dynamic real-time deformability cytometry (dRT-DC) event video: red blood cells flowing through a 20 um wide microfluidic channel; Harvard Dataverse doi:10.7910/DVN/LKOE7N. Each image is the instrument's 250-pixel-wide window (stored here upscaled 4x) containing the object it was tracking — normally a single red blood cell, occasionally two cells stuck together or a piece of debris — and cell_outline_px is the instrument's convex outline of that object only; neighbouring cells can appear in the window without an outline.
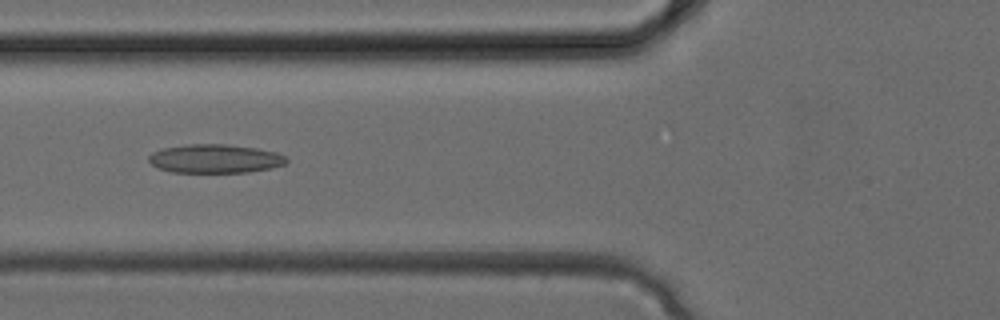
{"species": "common noctule bat (a hibernating species)", "species_latin": "Nyctalus noctula", "temperature_condition": "cold", "stored_images_in_passage": 34, "camera_frame_rate_fps": 3000, "um_per_image_px": 0.085, "animal": {"sex": "female", "body_mass_g": 24.6, "forearm_length_mm": 56.2}, "frame": {"image": 1, "passage_image": 13, "time_ms": 4.0, "image_size_px": [1000, 320], "cell_outline_px": [[288, 160], [284, 164], [272, 168], [248, 172], [172, 172], [156, 168], [148, 160], [148, 156], [152, 152], [160, 148], [188, 144], [228, 144], [256, 148], [276, 152], [284, 156]], "centroid_in_image_um": [18.24, 13.48], "position_along_channel_um": 107.6, "area_um2": 23.18}}
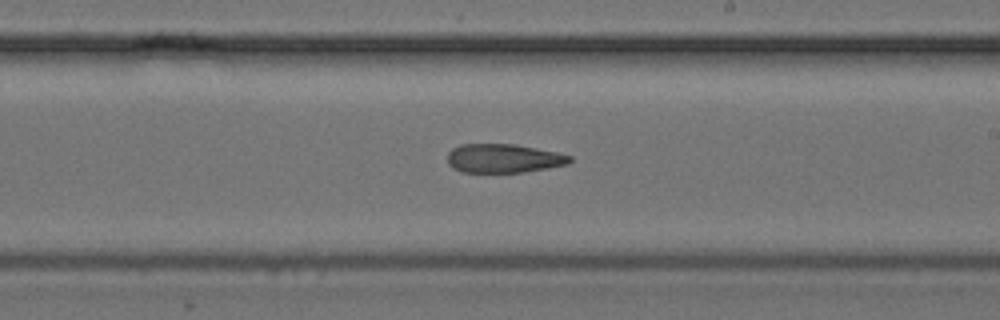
{"frame": {"image": 2, "passage_image": 20, "time_ms": 6.333, "image_size_px": [1000, 320], "cell_outline_px": [[572, 160], [568, 164], [548, 168], [524, 172], [460, 172], [452, 168], [448, 164], [448, 152], [452, 148], [460, 144], [516, 144], [556, 152], [572, 156]], "centroid_in_image_um": [42.79, 13.46], "position_along_channel_um": 246.2, "area_um2": 20.69}}
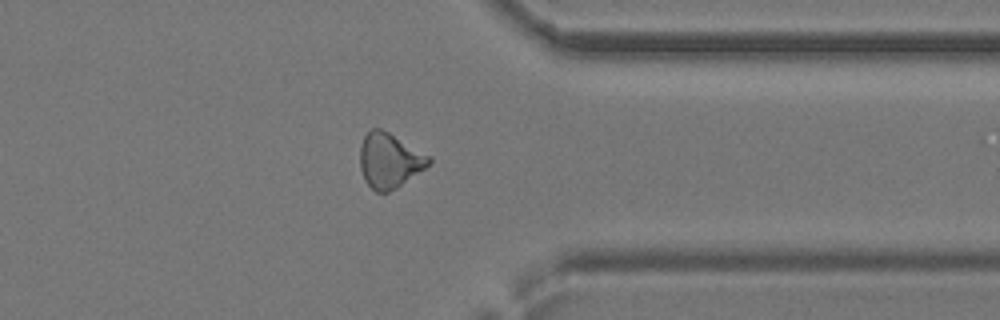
{"frame": {"image": 3, "passage_image": 27, "time_ms": 8.667, "image_size_px": [1000, 320], "cell_outline_px": [[432, 164], [396, 188], [388, 192], [376, 192], [364, 180], [360, 168], [360, 148], [364, 136], [372, 128], [380, 128], [388, 132], [432, 156]], "centroid_in_image_um": [33.13, 13.64], "position_along_channel_um": 378.3, "area_um2": 22.14}}